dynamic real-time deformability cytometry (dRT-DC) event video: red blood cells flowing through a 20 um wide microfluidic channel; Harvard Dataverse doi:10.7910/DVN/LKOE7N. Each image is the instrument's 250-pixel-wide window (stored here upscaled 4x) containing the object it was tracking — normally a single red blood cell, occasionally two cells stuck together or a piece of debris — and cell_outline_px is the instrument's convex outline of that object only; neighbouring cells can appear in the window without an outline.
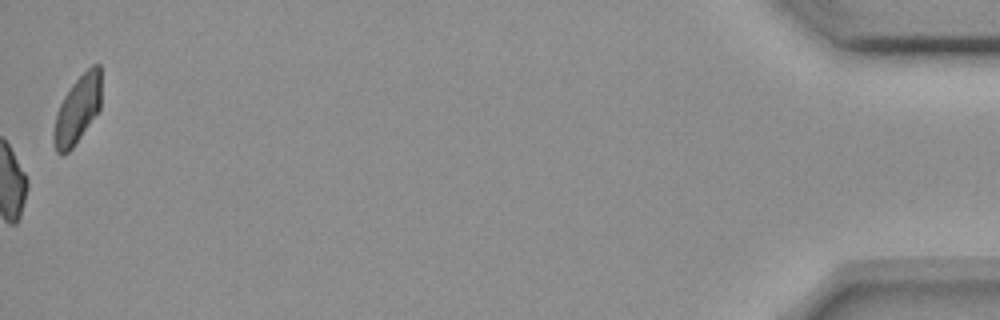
{"species": "common noctule bat (a hibernating species)", "species_latin": "Nyctalus noctula", "temperature_condition": "room temperature", "stored_images_in_passage": 56, "camera_frame_rate_fps": 3000, "um_per_image_px": 0.085, "animal": {"sex": "female", "body_mass_g": 18.4}, "frame": {"image": 1, "passage_image": 56, "time_ms": 18.333, "image_size_px": [1000, 320], "cell_outline_px": [[100, 108], [72, 148], [68, 152], [56, 152], [56, 112], [64, 96], [72, 84], [92, 64], [100, 64]], "centroid_in_image_um": [6.63, 9.23], "position_along_channel_um": 428.6, "area_um2": 17.8}, "authors_computed_cell_mechanics": {"area_um2": 18.9006, "velocity_mm_per_s": 3.6601, "shape_relaxation_time_tau1_ms": 7.5158, "shape_relaxation_time_tau2_ms": 7.0569, "deformation_change_tau1": 0.114, "deformation_change_tau2": 0.1005}}